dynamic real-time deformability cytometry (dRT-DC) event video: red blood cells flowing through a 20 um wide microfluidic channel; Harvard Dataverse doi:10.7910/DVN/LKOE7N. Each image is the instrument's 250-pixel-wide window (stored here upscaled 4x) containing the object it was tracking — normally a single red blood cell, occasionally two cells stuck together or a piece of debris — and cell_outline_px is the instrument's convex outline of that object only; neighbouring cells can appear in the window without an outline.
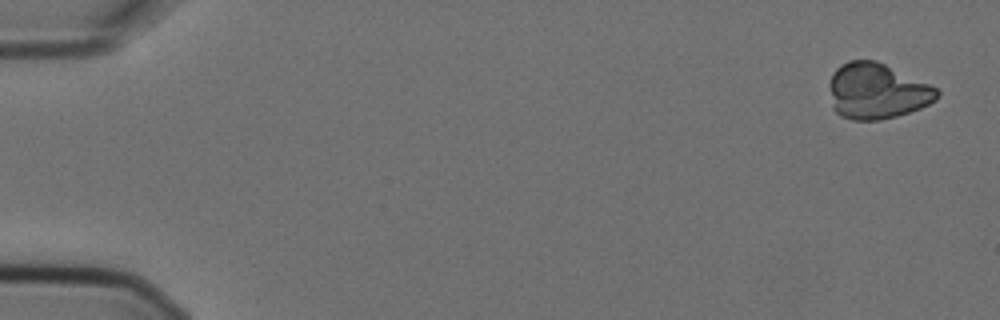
{"species": "Egyptian fruit bat (a non-hibernating species)", "species_latin": "Rousettus aegyptiacus", "temperature_condition": "cold", "stored_images_in_passage": 5, "camera_frame_rate_fps": 3000, "um_per_image_px": 0.085, "animal": {"sex": "female"}, "frame": {"image": 1, "passage_image": 1, "time_ms": 0.0, "image_size_px": [1000, 320], "cell_outline_px": [[940, 92], [936, 100], [920, 108], [896, 116], [880, 120], [852, 120], [840, 116], [832, 108], [828, 84], [832, 72], [840, 64], [848, 60], [876, 60], [928, 84], [936, 88]], "centroid_in_image_um": [74.47, 7.75], "position_along_channel_um": 10.5, "area_um2": 35.08}}